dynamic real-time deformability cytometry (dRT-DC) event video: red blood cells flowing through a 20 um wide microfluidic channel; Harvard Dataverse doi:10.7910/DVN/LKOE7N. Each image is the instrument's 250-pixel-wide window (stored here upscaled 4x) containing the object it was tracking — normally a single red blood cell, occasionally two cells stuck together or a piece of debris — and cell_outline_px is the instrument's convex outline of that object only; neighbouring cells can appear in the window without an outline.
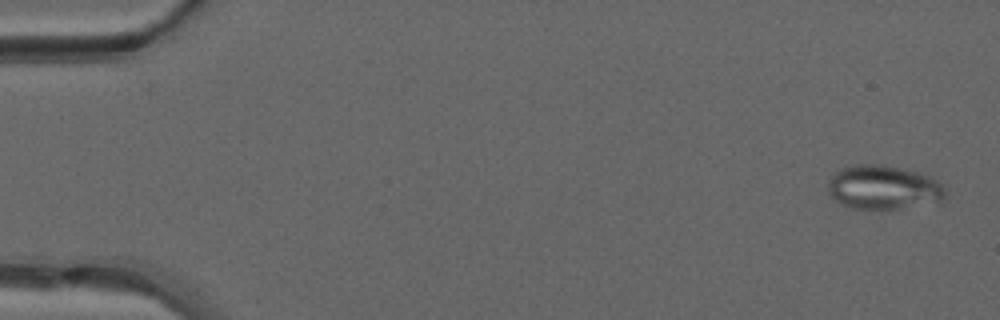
{"species": "common noctule bat (a hibernating species)", "species_latin": "Nyctalus noctula", "temperature_condition": "warm", "stored_images_in_passage": 11, "camera_frame_rate_fps": 3000, "um_per_image_px": 0.085, "animal": {"sex": "male", "forearm_length_mm": 52.5}, "frame": {"image": 1, "passage_image": 2, "time_ms": 0.333, "image_size_px": [1000, 320], "cell_outline_px": [[944, 196], [940, 204], [900, 208], [852, 208], [840, 204], [828, 192], [828, 180], [840, 168], [856, 164], [884, 164], [932, 176], [944, 184]], "centroid_in_image_um": [75.13, 15.93], "position_along_channel_um": 9.9, "area_um2": 30.46}}